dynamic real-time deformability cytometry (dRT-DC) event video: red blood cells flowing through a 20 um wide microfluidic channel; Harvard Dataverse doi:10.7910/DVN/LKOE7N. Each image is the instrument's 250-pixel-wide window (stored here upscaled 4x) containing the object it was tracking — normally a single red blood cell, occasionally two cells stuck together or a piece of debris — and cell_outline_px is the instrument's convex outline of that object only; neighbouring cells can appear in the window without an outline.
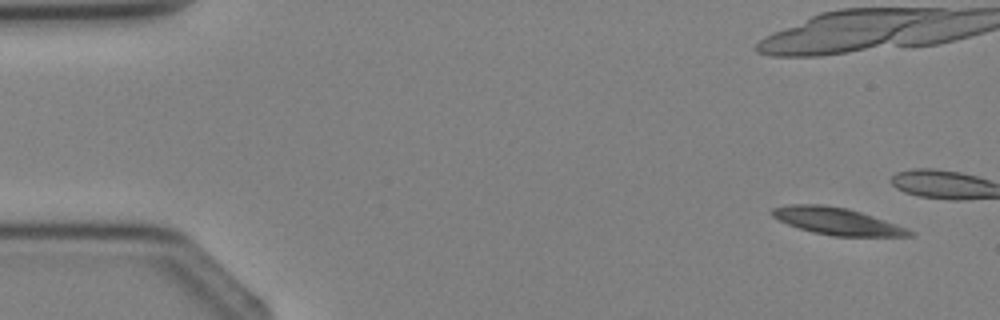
{"species": "Egyptian fruit bat (a non-hibernating species)", "species_latin": "Rousettus aegyptiacus", "temperature_condition": "cold", "stored_images_in_passage": 2, "segment_of_instrument_passage": [2, 2], "camera_frame_rate_fps": 3000, "um_per_image_px": 0.085, "animal": {"sex": "female"}, "frame": {"image": 1, "passage_image": 2, "time_ms": 1.333, "image_size_px": [1000, 320], "cell_outline_px": [[912, 236], [832, 236], [812, 232], [788, 224], [772, 216], [768, 212], [772, 208], [788, 204], [824, 204], [848, 208], [908, 228], [912, 232]], "centroid_in_image_um": [71.09, 18.79], "position_along_channel_um": 13.9, "area_um2": 21.56}}